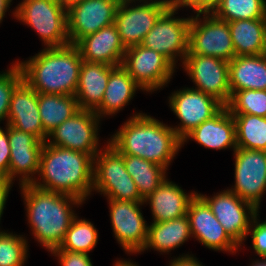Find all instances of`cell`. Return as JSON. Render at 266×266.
<instances>
[{
  "instance_id": "obj_12",
  "label": "cell",
  "mask_w": 266,
  "mask_h": 266,
  "mask_svg": "<svg viewBox=\"0 0 266 266\" xmlns=\"http://www.w3.org/2000/svg\"><path fill=\"white\" fill-rule=\"evenodd\" d=\"M235 185L229 189L257 210L266 191V151L236 148Z\"/></svg>"
},
{
  "instance_id": "obj_24",
  "label": "cell",
  "mask_w": 266,
  "mask_h": 266,
  "mask_svg": "<svg viewBox=\"0 0 266 266\" xmlns=\"http://www.w3.org/2000/svg\"><path fill=\"white\" fill-rule=\"evenodd\" d=\"M111 66L82 61L75 97L79 109L95 111L104 97Z\"/></svg>"
},
{
  "instance_id": "obj_37",
  "label": "cell",
  "mask_w": 266,
  "mask_h": 266,
  "mask_svg": "<svg viewBox=\"0 0 266 266\" xmlns=\"http://www.w3.org/2000/svg\"><path fill=\"white\" fill-rule=\"evenodd\" d=\"M258 215L252 220L247 236H252L255 253L261 258H266V220L260 223Z\"/></svg>"
},
{
  "instance_id": "obj_23",
  "label": "cell",
  "mask_w": 266,
  "mask_h": 266,
  "mask_svg": "<svg viewBox=\"0 0 266 266\" xmlns=\"http://www.w3.org/2000/svg\"><path fill=\"white\" fill-rule=\"evenodd\" d=\"M197 192L190 195L181 189L176 183L167 180L157 187L152 194L144 199L149 203L153 216V222H164L181 218L187 214L190 201Z\"/></svg>"
},
{
  "instance_id": "obj_16",
  "label": "cell",
  "mask_w": 266,
  "mask_h": 266,
  "mask_svg": "<svg viewBox=\"0 0 266 266\" xmlns=\"http://www.w3.org/2000/svg\"><path fill=\"white\" fill-rule=\"evenodd\" d=\"M112 229L118 243L128 253H141L148 236V225L141 213L144 202L108 199Z\"/></svg>"
},
{
  "instance_id": "obj_19",
  "label": "cell",
  "mask_w": 266,
  "mask_h": 266,
  "mask_svg": "<svg viewBox=\"0 0 266 266\" xmlns=\"http://www.w3.org/2000/svg\"><path fill=\"white\" fill-rule=\"evenodd\" d=\"M10 145L9 181L21 176L20 185L32 184L39 172L40 154L45 142L31 133L20 131L8 125ZM19 174V175H18ZM16 175V176H15ZM31 175V176H30Z\"/></svg>"
},
{
  "instance_id": "obj_4",
  "label": "cell",
  "mask_w": 266,
  "mask_h": 266,
  "mask_svg": "<svg viewBox=\"0 0 266 266\" xmlns=\"http://www.w3.org/2000/svg\"><path fill=\"white\" fill-rule=\"evenodd\" d=\"M82 58L75 44L44 48L29 60L18 62L23 80L38 94L75 96Z\"/></svg>"
},
{
  "instance_id": "obj_31",
  "label": "cell",
  "mask_w": 266,
  "mask_h": 266,
  "mask_svg": "<svg viewBox=\"0 0 266 266\" xmlns=\"http://www.w3.org/2000/svg\"><path fill=\"white\" fill-rule=\"evenodd\" d=\"M236 125L237 148L266 151V117L232 114Z\"/></svg>"
},
{
  "instance_id": "obj_27",
  "label": "cell",
  "mask_w": 266,
  "mask_h": 266,
  "mask_svg": "<svg viewBox=\"0 0 266 266\" xmlns=\"http://www.w3.org/2000/svg\"><path fill=\"white\" fill-rule=\"evenodd\" d=\"M192 236L187 215L164 222H152L148 226V236L143 252L154 249L168 253L181 246Z\"/></svg>"
},
{
  "instance_id": "obj_18",
  "label": "cell",
  "mask_w": 266,
  "mask_h": 266,
  "mask_svg": "<svg viewBox=\"0 0 266 266\" xmlns=\"http://www.w3.org/2000/svg\"><path fill=\"white\" fill-rule=\"evenodd\" d=\"M186 215L189 219L192 237L199 240L205 247L233 254L240 247L224 230L208 204L198 193L190 201Z\"/></svg>"
},
{
  "instance_id": "obj_44",
  "label": "cell",
  "mask_w": 266,
  "mask_h": 266,
  "mask_svg": "<svg viewBox=\"0 0 266 266\" xmlns=\"http://www.w3.org/2000/svg\"><path fill=\"white\" fill-rule=\"evenodd\" d=\"M66 10L70 9L72 6L82 2L83 0H57Z\"/></svg>"
},
{
  "instance_id": "obj_39",
  "label": "cell",
  "mask_w": 266,
  "mask_h": 266,
  "mask_svg": "<svg viewBox=\"0 0 266 266\" xmlns=\"http://www.w3.org/2000/svg\"><path fill=\"white\" fill-rule=\"evenodd\" d=\"M3 130L0 127V178L9 181L10 145L8 139V125Z\"/></svg>"
},
{
  "instance_id": "obj_42",
  "label": "cell",
  "mask_w": 266,
  "mask_h": 266,
  "mask_svg": "<svg viewBox=\"0 0 266 266\" xmlns=\"http://www.w3.org/2000/svg\"><path fill=\"white\" fill-rule=\"evenodd\" d=\"M169 266H203L202 263L200 264L197 259L192 255H181V257H177L172 259L171 264Z\"/></svg>"
},
{
  "instance_id": "obj_10",
  "label": "cell",
  "mask_w": 266,
  "mask_h": 266,
  "mask_svg": "<svg viewBox=\"0 0 266 266\" xmlns=\"http://www.w3.org/2000/svg\"><path fill=\"white\" fill-rule=\"evenodd\" d=\"M121 66L141 90L151 93L168 84L175 72L165 56L141 44L126 49Z\"/></svg>"
},
{
  "instance_id": "obj_22",
  "label": "cell",
  "mask_w": 266,
  "mask_h": 266,
  "mask_svg": "<svg viewBox=\"0 0 266 266\" xmlns=\"http://www.w3.org/2000/svg\"><path fill=\"white\" fill-rule=\"evenodd\" d=\"M189 138L208 149L221 150L231 147L234 151L237 148L234 117L224 106L215 116L188 133L182 140V145Z\"/></svg>"
},
{
  "instance_id": "obj_30",
  "label": "cell",
  "mask_w": 266,
  "mask_h": 266,
  "mask_svg": "<svg viewBox=\"0 0 266 266\" xmlns=\"http://www.w3.org/2000/svg\"><path fill=\"white\" fill-rule=\"evenodd\" d=\"M127 172L135 182L140 197L144 200L166 179V169L143 158L123 155Z\"/></svg>"
},
{
  "instance_id": "obj_3",
  "label": "cell",
  "mask_w": 266,
  "mask_h": 266,
  "mask_svg": "<svg viewBox=\"0 0 266 266\" xmlns=\"http://www.w3.org/2000/svg\"><path fill=\"white\" fill-rule=\"evenodd\" d=\"M20 189L36 241L49 252L58 248L77 216L72 206L81 205L83 201L71 195L42 190L32 184L21 185Z\"/></svg>"
},
{
  "instance_id": "obj_26",
  "label": "cell",
  "mask_w": 266,
  "mask_h": 266,
  "mask_svg": "<svg viewBox=\"0 0 266 266\" xmlns=\"http://www.w3.org/2000/svg\"><path fill=\"white\" fill-rule=\"evenodd\" d=\"M137 88L141 89L121 65L111 66L103 100L94 112L99 118L118 113L133 99Z\"/></svg>"
},
{
  "instance_id": "obj_5",
  "label": "cell",
  "mask_w": 266,
  "mask_h": 266,
  "mask_svg": "<svg viewBox=\"0 0 266 266\" xmlns=\"http://www.w3.org/2000/svg\"><path fill=\"white\" fill-rule=\"evenodd\" d=\"M14 17L38 33L46 48L70 44L67 33V10L57 0H23Z\"/></svg>"
},
{
  "instance_id": "obj_15",
  "label": "cell",
  "mask_w": 266,
  "mask_h": 266,
  "mask_svg": "<svg viewBox=\"0 0 266 266\" xmlns=\"http://www.w3.org/2000/svg\"><path fill=\"white\" fill-rule=\"evenodd\" d=\"M198 195L208 204L228 235L241 246L246 240L251 222L259 210L240 199L229 189L217 192L212 198L202 194Z\"/></svg>"
},
{
  "instance_id": "obj_13",
  "label": "cell",
  "mask_w": 266,
  "mask_h": 266,
  "mask_svg": "<svg viewBox=\"0 0 266 266\" xmlns=\"http://www.w3.org/2000/svg\"><path fill=\"white\" fill-rule=\"evenodd\" d=\"M169 106L181 121L178 127L173 128L181 140L224 107L216 98L194 87L174 91L169 97Z\"/></svg>"
},
{
  "instance_id": "obj_14",
  "label": "cell",
  "mask_w": 266,
  "mask_h": 266,
  "mask_svg": "<svg viewBox=\"0 0 266 266\" xmlns=\"http://www.w3.org/2000/svg\"><path fill=\"white\" fill-rule=\"evenodd\" d=\"M197 90L211 95L224 106L231 98L229 62L217 57L187 54L182 62Z\"/></svg>"
},
{
  "instance_id": "obj_7",
  "label": "cell",
  "mask_w": 266,
  "mask_h": 266,
  "mask_svg": "<svg viewBox=\"0 0 266 266\" xmlns=\"http://www.w3.org/2000/svg\"><path fill=\"white\" fill-rule=\"evenodd\" d=\"M191 16L189 28V51L187 54L212 56L231 61L235 55L229 24L209 11H198ZM203 16V20L200 18Z\"/></svg>"
},
{
  "instance_id": "obj_20",
  "label": "cell",
  "mask_w": 266,
  "mask_h": 266,
  "mask_svg": "<svg viewBox=\"0 0 266 266\" xmlns=\"http://www.w3.org/2000/svg\"><path fill=\"white\" fill-rule=\"evenodd\" d=\"M7 125L20 131L31 133L40 141L46 142L38 109V93L22 80L14 89L9 104Z\"/></svg>"
},
{
  "instance_id": "obj_36",
  "label": "cell",
  "mask_w": 266,
  "mask_h": 266,
  "mask_svg": "<svg viewBox=\"0 0 266 266\" xmlns=\"http://www.w3.org/2000/svg\"><path fill=\"white\" fill-rule=\"evenodd\" d=\"M11 66L9 70L0 73V122L7 119L12 93L23 80L20 65L15 62Z\"/></svg>"
},
{
  "instance_id": "obj_17",
  "label": "cell",
  "mask_w": 266,
  "mask_h": 266,
  "mask_svg": "<svg viewBox=\"0 0 266 266\" xmlns=\"http://www.w3.org/2000/svg\"><path fill=\"white\" fill-rule=\"evenodd\" d=\"M119 0H83L67 10L70 44L114 23Z\"/></svg>"
},
{
  "instance_id": "obj_40",
  "label": "cell",
  "mask_w": 266,
  "mask_h": 266,
  "mask_svg": "<svg viewBox=\"0 0 266 266\" xmlns=\"http://www.w3.org/2000/svg\"><path fill=\"white\" fill-rule=\"evenodd\" d=\"M219 0H173L178 7H190L193 11H210Z\"/></svg>"
},
{
  "instance_id": "obj_43",
  "label": "cell",
  "mask_w": 266,
  "mask_h": 266,
  "mask_svg": "<svg viewBox=\"0 0 266 266\" xmlns=\"http://www.w3.org/2000/svg\"><path fill=\"white\" fill-rule=\"evenodd\" d=\"M12 0H0V23L2 22Z\"/></svg>"
},
{
  "instance_id": "obj_21",
  "label": "cell",
  "mask_w": 266,
  "mask_h": 266,
  "mask_svg": "<svg viewBox=\"0 0 266 266\" xmlns=\"http://www.w3.org/2000/svg\"><path fill=\"white\" fill-rule=\"evenodd\" d=\"M75 45L83 61L109 66H120L126 51L114 23L84 36Z\"/></svg>"
},
{
  "instance_id": "obj_38",
  "label": "cell",
  "mask_w": 266,
  "mask_h": 266,
  "mask_svg": "<svg viewBox=\"0 0 266 266\" xmlns=\"http://www.w3.org/2000/svg\"><path fill=\"white\" fill-rule=\"evenodd\" d=\"M50 252L58 257L61 266H93L87 253L68 250H52Z\"/></svg>"
},
{
  "instance_id": "obj_32",
  "label": "cell",
  "mask_w": 266,
  "mask_h": 266,
  "mask_svg": "<svg viewBox=\"0 0 266 266\" xmlns=\"http://www.w3.org/2000/svg\"><path fill=\"white\" fill-rule=\"evenodd\" d=\"M223 21L266 18L265 0H219L209 11Z\"/></svg>"
},
{
  "instance_id": "obj_1",
  "label": "cell",
  "mask_w": 266,
  "mask_h": 266,
  "mask_svg": "<svg viewBox=\"0 0 266 266\" xmlns=\"http://www.w3.org/2000/svg\"><path fill=\"white\" fill-rule=\"evenodd\" d=\"M109 143L122 155H132L158 164L168 170L182 147L173 126L143 113H136L122 125Z\"/></svg>"
},
{
  "instance_id": "obj_6",
  "label": "cell",
  "mask_w": 266,
  "mask_h": 266,
  "mask_svg": "<svg viewBox=\"0 0 266 266\" xmlns=\"http://www.w3.org/2000/svg\"><path fill=\"white\" fill-rule=\"evenodd\" d=\"M94 165L95 191L108 199L144 202L135 182L126 170L123 155L109 142L94 157Z\"/></svg>"
},
{
  "instance_id": "obj_8",
  "label": "cell",
  "mask_w": 266,
  "mask_h": 266,
  "mask_svg": "<svg viewBox=\"0 0 266 266\" xmlns=\"http://www.w3.org/2000/svg\"><path fill=\"white\" fill-rule=\"evenodd\" d=\"M133 2L135 6L130 5ZM139 3L136 5V0L122 1L116 12L114 24L125 49L142 44L159 17L173 4V0H140Z\"/></svg>"
},
{
  "instance_id": "obj_28",
  "label": "cell",
  "mask_w": 266,
  "mask_h": 266,
  "mask_svg": "<svg viewBox=\"0 0 266 266\" xmlns=\"http://www.w3.org/2000/svg\"><path fill=\"white\" fill-rule=\"evenodd\" d=\"M236 56L266 53V18L228 22Z\"/></svg>"
},
{
  "instance_id": "obj_46",
  "label": "cell",
  "mask_w": 266,
  "mask_h": 266,
  "mask_svg": "<svg viewBox=\"0 0 266 266\" xmlns=\"http://www.w3.org/2000/svg\"><path fill=\"white\" fill-rule=\"evenodd\" d=\"M261 260L254 261L250 266H266V258H261Z\"/></svg>"
},
{
  "instance_id": "obj_11",
  "label": "cell",
  "mask_w": 266,
  "mask_h": 266,
  "mask_svg": "<svg viewBox=\"0 0 266 266\" xmlns=\"http://www.w3.org/2000/svg\"><path fill=\"white\" fill-rule=\"evenodd\" d=\"M100 118L94 111H77L48 134V144L83 152L93 158L100 151L98 125ZM52 137V138H51Z\"/></svg>"
},
{
  "instance_id": "obj_35",
  "label": "cell",
  "mask_w": 266,
  "mask_h": 266,
  "mask_svg": "<svg viewBox=\"0 0 266 266\" xmlns=\"http://www.w3.org/2000/svg\"><path fill=\"white\" fill-rule=\"evenodd\" d=\"M28 244L22 235L0 230V266H23Z\"/></svg>"
},
{
  "instance_id": "obj_34",
  "label": "cell",
  "mask_w": 266,
  "mask_h": 266,
  "mask_svg": "<svg viewBox=\"0 0 266 266\" xmlns=\"http://www.w3.org/2000/svg\"><path fill=\"white\" fill-rule=\"evenodd\" d=\"M231 114L266 117V90H242L231 95L226 105Z\"/></svg>"
},
{
  "instance_id": "obj_9",
  "label": "cell",
  "mask_w": 266,
  "mask_h": 266,
  "mask_svg": "<svg viewBox=\"0 0 266 266\" xmlns=\"http://www.w3.org/2000/svg\"><path fill=\"white\" fill-rule=\"evenodd\" d=\"M180 7L172 4L147 33L141 45L165 56L175 67L176 57L184 59L189 51L190 18H175Z\"/></svg>"
},
{
  "instance_id": "obj_2",
  "label": "cell",
  "mask_w": 266,
  "mask_h": 266,
  "mask_svg": "<svg viewBox=\"0 0 266 266\" xmlns=\"http://www.w3.org/2000/svg\"><path fill=\"white\" fill-rule=\"evenodd\" d=\"M94 158L86 153L44 143L38 175L32 185L46 191L62 193L83 202L93 191Z\"/></svg>"
},
{
  "instance_id": "obj_47",
  "label": "cell",
  "mask_w": 266,
  "mask_h": 266,
  "mask_svg": "<svg viewBox=\"0 0 266 266\" xmlns=\"http://www.w3.org/2000/svg\"><path fill=\"white\" fill-rule=\"evenodd\" d=\"M120 2L122 1H135V0H119ZM136 1H140V0H136Z\"/></svg>"
},
{
  "instance_id": "obj_33",
  "label": "cell",
  "mask_w": 266,
  "mask_h": 266,
  "mask_svg": "<svg viewBox=\"0 0 266 266\" xmlns=\"http://www.w3.org/2000/svg\"><path fill=\"white\" fill-rule=\"evenodd\" d=\"M98 242V232L94 225L77 216L72 220L61 245L54 250L89 253Z\"/></svg>"
},
{
  "instance_id": "obj_41",
  "label": "cell",
  "mask_w": 266,
  "mask_h": 266,
  "mask_svg": "<svg viewBox=\"0 0 266 266\" xmlns=\"http://www.w3.org/2000/svg\"><path fill=\"white\" fill-rule=\"evenodd\" d=\"M12 183L7 179L0 178V219L3 214V210L5 208L6 200L8 198V194L10 189L12 188Z\"/></svg>"
},
{
  "instance_id": "obj_45",
  "label": "cell",
  "mask_w": 266,
  "mask_h": 266,
  "mask_svg": "<svg viewBox=\"0 0 266 266\" xmlns=\"http://www.w3.org/2000/svg\"><path fill=\"white\" fill-rule=\"evenodd\" d=\"M114 266H138V265H136L135 263L133 264L132 262H131V260L130 261H123V260H117L116 262H115V264H114Z\"/></svg>"
},
{
  "instance_id": "obj_29",
  "label": "cell",
  "mask_w": 266,
  "mask_h": 266,
  "mask_svg": "<svg viewBox=\"0 0 266 266\" xmlns=\"http://www.w3.org/2000/svg\"><path fill=\"white\" fill-rule=\"evenodd\" d=\"M38 109L47 134L80 110L75 96L60 94H38Z\"/></svg>"
},
{
  "instance_id": "obj_25",
  "label": "cell",
  "mask_w": 266,
  "mask_h": 266,
  "mask_svg": "<svg viewBox=\"0 0 266 266\" xmlns=\"http://www.w3.org/2000/svg\"><path fill=\"white\" fill-rule=\"evenodd\" d=\"M231 95L242 90H266V53L235 56L229 61Z\"/></svg>"
}]
</instances>
